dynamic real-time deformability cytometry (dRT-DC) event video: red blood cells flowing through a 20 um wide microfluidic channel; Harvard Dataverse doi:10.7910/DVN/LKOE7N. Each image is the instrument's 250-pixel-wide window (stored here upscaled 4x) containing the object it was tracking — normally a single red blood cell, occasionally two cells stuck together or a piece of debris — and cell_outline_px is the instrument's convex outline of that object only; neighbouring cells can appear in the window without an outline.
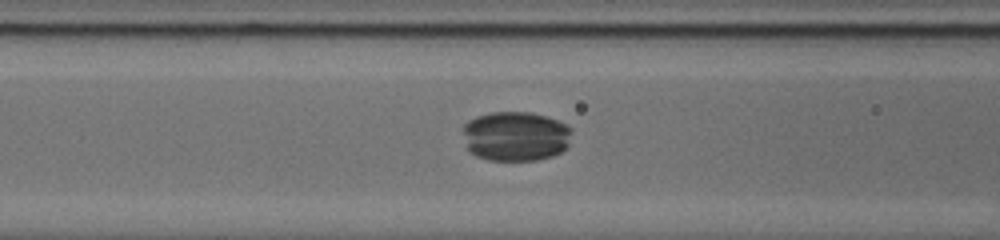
{"species": "common noctule bat (a hibernating species)", "species_latin": "Nyctalus noctula", "temperature_condition": "cold", "stored_images_in_passage": 54, "camera_frame_rate_fps": 3000, "um_per_image_px": 0.085, "animal": {"sex": "male", "body_mass_g": 20.0, "forearm_length_mm": 53.3}, "frame": {"image": 1, "passage_image": 20, "time_ms": 6.333, "image_size_px": [1000, 240], "cell_outline_px": [[572, 132], [568, 148], [552, 156], [536, 160], [488, 160], [476, 156], [468, 152], [464, 132], [464, 124], [468, 120], [476, 116], [492, 112], [532, 112], [556, 120], [572, 128]], "centroid_in_image_um": [43.83, 11.58], "position_along_channel_um": 122.8, "area_um2": 31.73}}
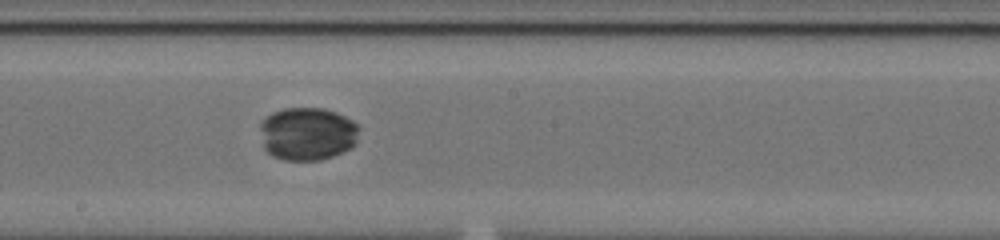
{"frame": {"image": 2, "passage_image": 28, "time_ms": 9.0, "image_size_px": [1000, 240], "cell_outline_px": [[360, 128], [356, 144], [352, 148], [332, 156], [320, 160], [284, 160], [272, 156], [264, 148], [260, 128], [260, 124], [272, 112], [284, 108], [324, 108], [336, 112], [352, 120]], "centroid_in_image_um": [26.15, 11.37], "position_along_channel_um": 222.0, "area_um2": 30.81}}
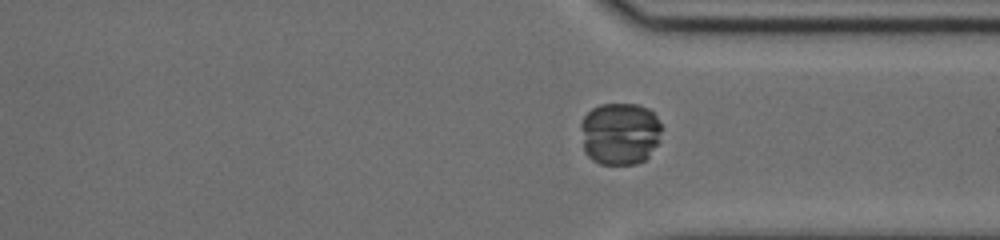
{"frame": {"image": 3, "passage_image": 39, "time_ms": 12.667, "image_size_px": [1000, 240], "cell_outline_px": [[664, 128], [660, 140], [648, 156], [644, 160], [636, 164], [600, 164], [592, 160], [584, 152], [580, 124], [584, 116], [592, 108], [600, 104], [640, 104], [648, 108], [656, 116]], "centroid_in_image_um": [52.71, 11.35], "position_along_channel_um": 358.7, "area_um2": 29.88}}